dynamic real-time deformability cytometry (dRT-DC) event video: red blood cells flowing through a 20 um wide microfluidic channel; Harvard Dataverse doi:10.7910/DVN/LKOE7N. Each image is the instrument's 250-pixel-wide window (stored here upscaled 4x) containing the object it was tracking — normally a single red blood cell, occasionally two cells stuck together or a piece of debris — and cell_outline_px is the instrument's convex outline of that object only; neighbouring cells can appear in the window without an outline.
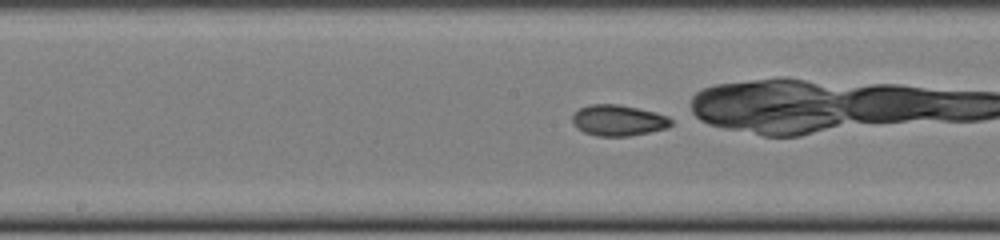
{"species": "common noctule bat (a hibernating species)", "species_latin": "Nyctalus noctula", "temperature_condition": "cold", "stored_images_in_passage": 27, "camera_frame_rate_fps": 3000, "um_per_image_px": 0.085, "animal": {"sex": "female", "body_mass_g": 22.0, "forearm_length_mm": 56.7}, "frame": {"image": 1, "passage_image": 12, "time_ms": 3.667, "image_size_px": [1000, 240], "cell_outline_px": [[672, 124], [668, 128], [628, 136], [596, 136], [584, 132], [576, 128], [572, 120], [572, 116], [580, 108], [592, 104], [616, 104], [656, 112], [668, 116], [672, 120]], "centroid_in_image_um": [52.56, 10.24], "position_along_channel_um": 195.6, "area_um2": 17.74}}